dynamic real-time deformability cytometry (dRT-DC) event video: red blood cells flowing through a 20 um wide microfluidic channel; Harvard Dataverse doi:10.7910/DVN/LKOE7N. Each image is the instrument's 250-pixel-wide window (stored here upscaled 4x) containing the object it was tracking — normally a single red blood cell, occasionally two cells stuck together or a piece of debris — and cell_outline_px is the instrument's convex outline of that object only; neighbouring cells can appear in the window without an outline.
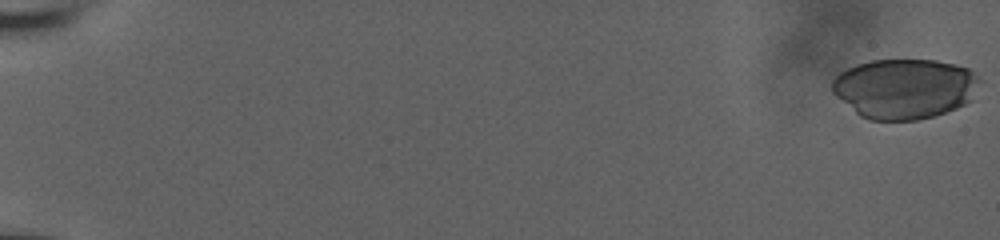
{"species": "human", "species_latin": "Homo sapiens", "temperature_condition": "room temperature", "stored_images_in_passage": 58, "camera_frame_rate_fps": 3000, "um_per_image_px": 0.085, "donor": {"sex": "male"}, "frame": {"image": 1, "passage_image": 1, "time_ms": 0.0, "image_size_px": [1000, 240], "cell_outline_px": [[984, 80], [972, 100], [956, 108], [932, 116], [916, 120], [868, 120], [860, 116], [836, 96], [832, 92], [832, 80], [840, 72], [856, 64], [872, 60], [936, 60], [968, 68]], "centroid_in_image_um": [76.93, 7.52], "position_along_channel_um": 8.1, "area_um2": 51.9}}